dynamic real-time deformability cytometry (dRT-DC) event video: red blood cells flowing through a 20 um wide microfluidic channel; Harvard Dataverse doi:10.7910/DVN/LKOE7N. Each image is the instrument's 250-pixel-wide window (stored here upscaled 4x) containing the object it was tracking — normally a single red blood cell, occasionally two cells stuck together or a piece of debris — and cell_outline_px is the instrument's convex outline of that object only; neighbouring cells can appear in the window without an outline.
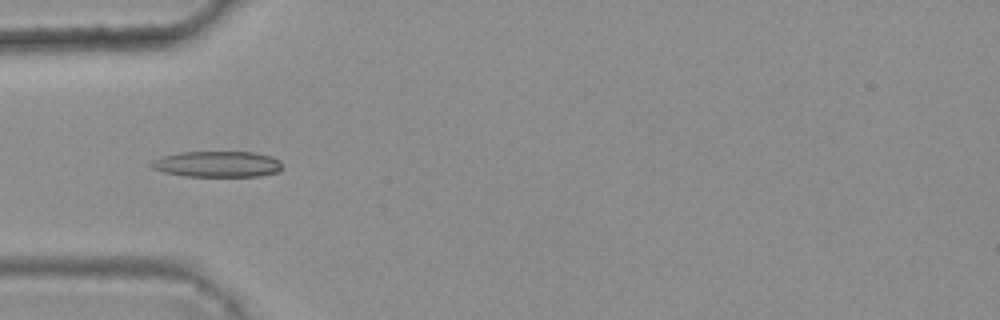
{"species": "common noctule bat (a hibernating species)", "species_latin": "Nyctalus noctula", "temperature_condition": "warm", "stored_images_in_passage": 7, "camera_frame_rate_fps": 3000, "um_per_image_px": 0.085, "animal": {"sex": "female", "body_mass_g": 25.1}, "frame": {"image": 1, "passage_image": 5, "time_ms": 1.333, "image_size_px": [1000, 320], "cell_outline_px": [[284, 168], [276, 172], [260, 176], [184, 176], [164, 172], [152, 168], [148, 164], [152, 160], [160, 156], [180, 152], [256, 152], [272, 156], [280, 160]], "centroid_in_image_um": [18.47, 13.94], "position_along_channel_um": 66.5, "area_um2": 20.06}}
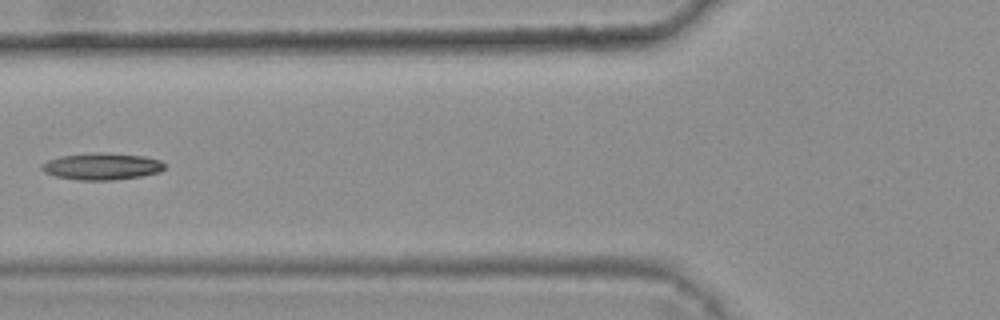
{"frame": {"image": 2, "passage_image": 6, "time_ms": 1.667, "image_size_px": [1000, 320], "cell_outline_px": [[164, 168], [160, 172], [140, 176], [112, 180], [80, 180], [56, 176], [44, 172], [40, 168], [40, 164], [48, 160], [60, 156], [144, 156], [160, 160], [164, 164]], "centroid_in_image_um": [8.64, 14.21], "position_along_channel_um": 117.2, "area_um2": 17.86}}
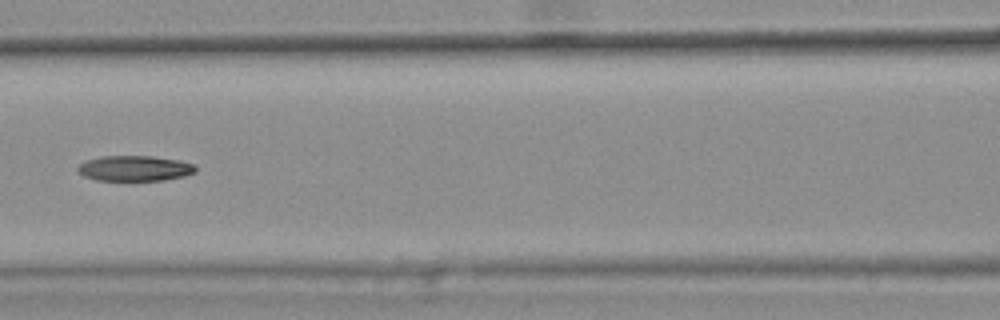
{"frame": {"image": 3, "passage_image": 7, "time_ms": 2.0, "image_size_px": [1000, 320], "cell_outline_px": [[196, 172], [184, 176], [164, 180], [96, 180], [84, 176], [76, 168], [84, 160], [100, 156], [152, 156], [180, 160], [192, 164], [196, 168]], "centroid_in_image_um": [11.43, 14.3], "position_along_channel_um": 155.2, "area_um2": 17.46}}